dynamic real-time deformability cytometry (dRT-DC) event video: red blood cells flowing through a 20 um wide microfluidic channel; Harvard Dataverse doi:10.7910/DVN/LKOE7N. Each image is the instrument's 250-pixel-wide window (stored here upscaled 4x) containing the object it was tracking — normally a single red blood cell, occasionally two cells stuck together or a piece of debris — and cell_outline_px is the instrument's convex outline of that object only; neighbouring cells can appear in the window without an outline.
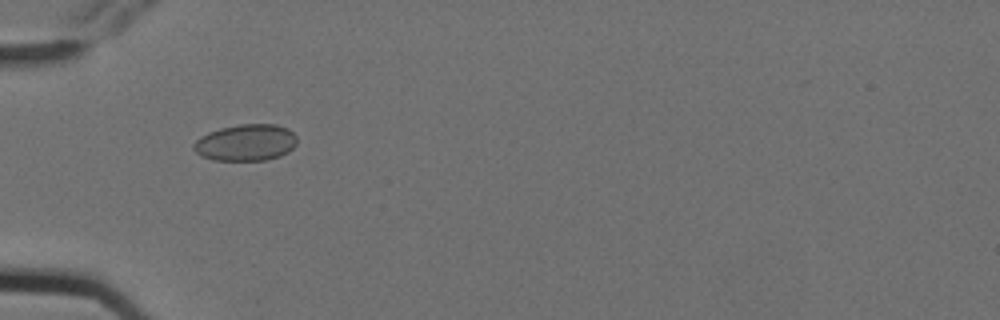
{"species": "Egyptian fruit bat (a non-hibernating species)", "species_latin": "Rousettus aegyptiacus", "temperature_condition": "cold", "stored_images_in_passage": 6, "camera_frame_rate_fps": 3000, "um_per_image_px": 0.085, "animal": {"sex": "female"}, "frame": {"image": 1, "passage_image": 5, "time_ms": 1.333, "image_size_px": [1000, 320], "cell_outline_px": [[296, 144], [288, 152], [280, 156], [264, 160], [212, 160], [200, 156], [192, 148], [192, 144], [200, 136], [208, 132], [220, 128], [240, 124], [276, 124], [288, 128], [296, 136]], "centroid_in_image_um": [20.87, 12.12], "position_along_channel_um": 64.1, "area_um2": 22.2}}
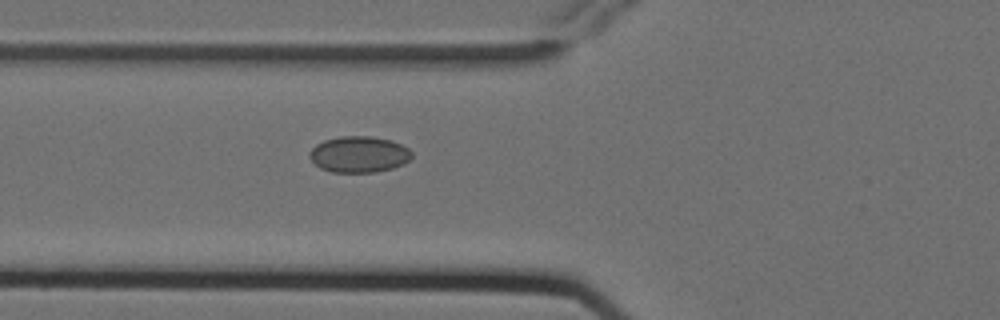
{"frame": {"image": 2, "passage_image": 6, "time_ms": 1.667, "image_size_px": [1000, 320], "cell_outline_px": [[412, 156], [404, 164], [392, 168], [376, 172], [332, 172], [320, 168], [308, 156], [308, 152], [316, 144], [324, 140], [340, 136], [372, 136], [392, 140], [408, 148], [412, 152]], "centroid_in_image_um": [30.51, 13.11], "position_along_channel_um": 95.3, "area_um2": 21.68}}